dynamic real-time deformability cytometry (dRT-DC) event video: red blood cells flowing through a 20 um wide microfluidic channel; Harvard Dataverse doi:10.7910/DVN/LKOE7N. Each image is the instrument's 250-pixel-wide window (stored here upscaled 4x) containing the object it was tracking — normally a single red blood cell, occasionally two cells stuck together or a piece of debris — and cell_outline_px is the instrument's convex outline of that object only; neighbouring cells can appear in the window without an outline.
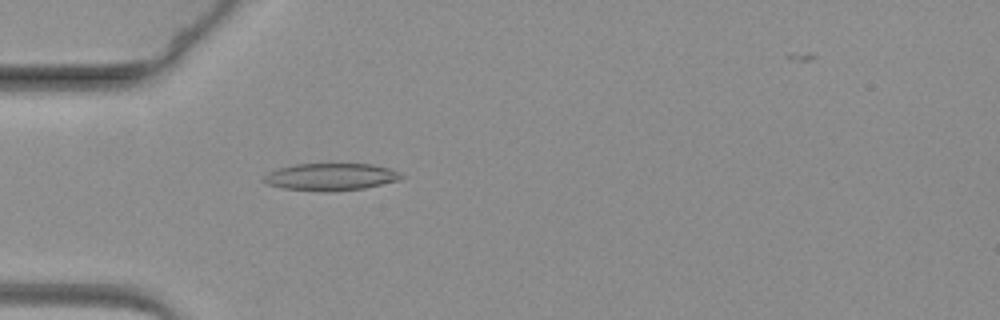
{"species": "common noctule bat (a hibernating species)", "species_latin": "Nyctalus noctula", "temperature_condition": "warm", "stored_images_in_passage": 53, "camera_frame_rate_fps": 3000, "um_per_image_px": 0.085, "animal": {"sex": "female", "body_mass_g": 19.3, "forearm_length_mm": 54.1}, "frame": {"image": 1, "passage_image": 8, "time_ms": 2.333, "image_size_px": [1000, 320], "cell_outline_px": [[404, 176], [396, 180], [364, 188], [328, 192], [320, 192], [284, 188], [268, 184], [264, 180], [264, 176], [268, 172], [276, 168], [296, 164], [372, 164], [388, 168], [400, 172]], "centroid_in_image_um": [28.08, 15.03], "position_along_channel_um": 56.9, "area_um2": 21.68}}
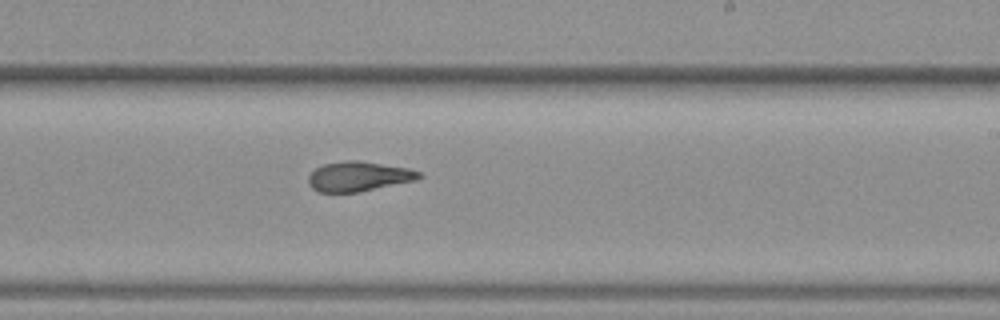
{"frame": {"image": 2, "passage_image": 27, "time_ms": 8.667, "image_size_px": [1000, 320], "cell_outline_px": [[424, 176], [416, 180], [356, 192], [320, 192], [312, 188], [308, 184], [308, 176], [316, 168], [324, 164], [348, 160], [356, 160], [408, 168], [420, 172]], "centroid_in_image_um": [30.47, 14.99], "position_along_channel_um": 258.5, "area_um2": 18.96}}
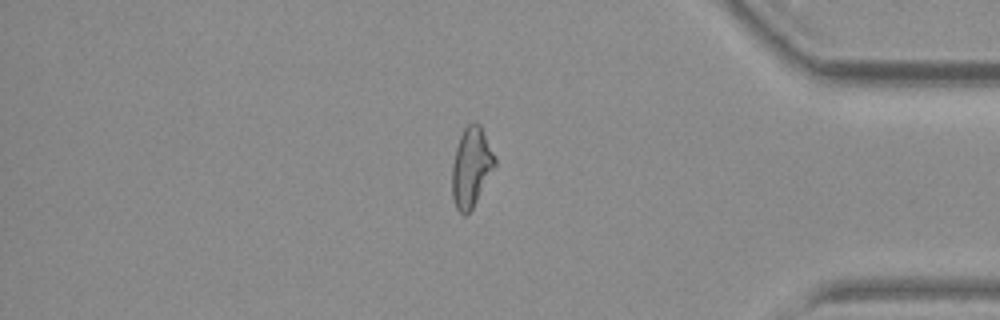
{"frame": {"image": 3, "passage_image": 42, "time_ms": 13.667, "image_size_px": [1000, 320], "cell_outline_px": [[496, 164], [472, 208], [464, 216], [456, 208], [452, 196], [452, 164], [456, 148], [460, 136], [464, 128], [468, 124], [476, 120], [480, 124], [496, 160]], "centroid_in_image_um": [40.04, 14.18], "position_along_channel_um": 395.2, "area_um2": 19.54}}